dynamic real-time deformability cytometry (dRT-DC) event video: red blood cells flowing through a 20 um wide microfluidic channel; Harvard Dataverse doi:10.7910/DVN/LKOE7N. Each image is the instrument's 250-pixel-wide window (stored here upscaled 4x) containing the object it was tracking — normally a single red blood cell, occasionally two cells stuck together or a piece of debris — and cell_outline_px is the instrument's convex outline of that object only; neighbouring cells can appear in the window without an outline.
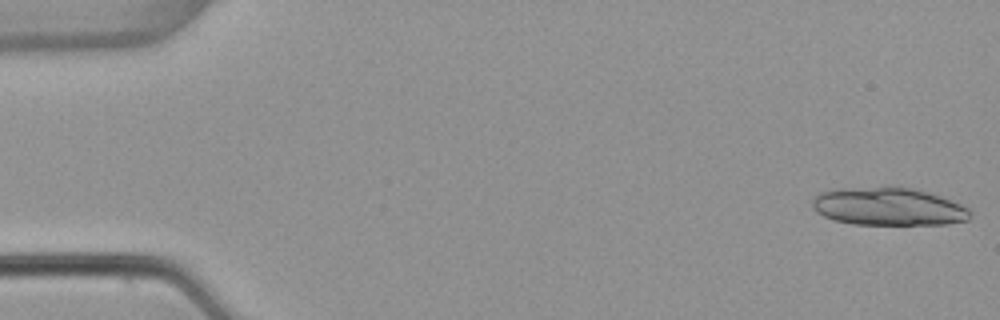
{"species": "common noctule bat (a hibernating species)", "species_latin": "Nyctalus noctula", "temperature_condition": "warm", "stored_images_in_passage": 39, "segment_of_instrument_passage": [1, 2], "camera_frame_rate_fps": 3000, "um_per_image_px": 0.085, "animal": {"sex": "female", "body_mass_g": 22.7, "forearm_length_mm": 54.2}, "frame": {"image": 1, "passage_image": 1, "time_ms": 0.0, "image_size_px": [1000, 320], "cell_outline_px": [[972, 216], [968, 220], [948, 224], [852, 224], [832, 220], [816, 212], [812, 204], [812, 200], [820, 192], [840, 188], [888, 184], [900, 184], [940, 196], [960, 204], [968, 208], [972, 212]], "centroid_in_image_um": [75.51, 17.52], "position_along_channel_um": 9.5, "area_um2": 35.78}}